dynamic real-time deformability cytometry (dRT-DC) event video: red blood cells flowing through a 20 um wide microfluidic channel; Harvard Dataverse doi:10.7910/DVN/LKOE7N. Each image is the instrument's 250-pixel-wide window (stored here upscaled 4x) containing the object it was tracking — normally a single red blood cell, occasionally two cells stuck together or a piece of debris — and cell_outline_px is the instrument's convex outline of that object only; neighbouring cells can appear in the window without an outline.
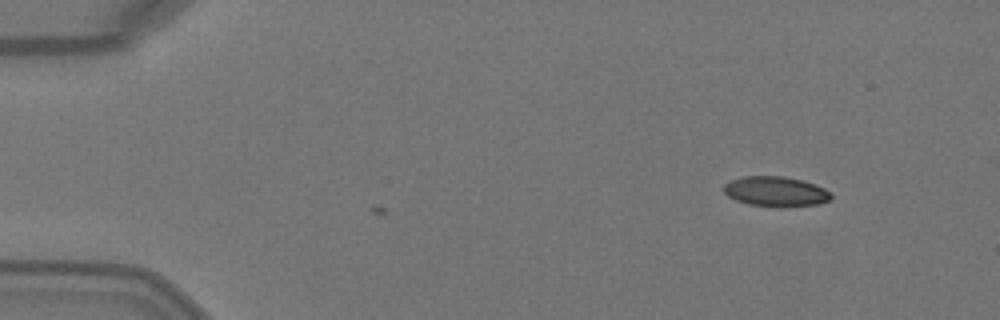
{"species": "Egyptian fruit bat (a non-hibernating species)", "species_latin": "Rousettus aegyptiacus", "temperature_condition": "warm", "stored_images_in_passage": 2, "camera_frame_rate_fps": 3000, "um_per_image_px": 0.085, "animal": {"sex": "female"}, "frame": {"image": 1, "passage_image": 2, "time_ms": 0.333, "image_size_px": [1000, 320], "cell_outline_px": [[832, 196], [828, 200], [820, 204], [780, 208], [776, 208], [748, 204], [736, 200], [728, 196], [724, 192], [724, 184], [732, 180], [744, 176], [784, 176], [800, 180], [824, 188], [832, 192]], "centroid_in_image_um": [65.94, 16.3], "position_along_channel_um": 19.1, "area_um2": 18.9}}